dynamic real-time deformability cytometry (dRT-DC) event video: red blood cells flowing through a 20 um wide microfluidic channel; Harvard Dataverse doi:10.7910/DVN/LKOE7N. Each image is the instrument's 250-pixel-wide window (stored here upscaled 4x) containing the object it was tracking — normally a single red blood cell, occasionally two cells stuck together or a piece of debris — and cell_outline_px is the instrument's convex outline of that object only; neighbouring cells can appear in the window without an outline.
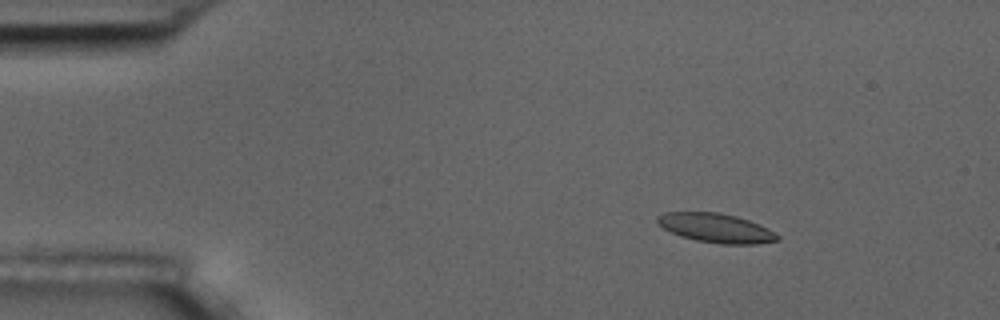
{"species": "common noctule bat (a hibernating species)", "species_latin": "Nyctalus noctula", "temperature_condition": "room temperature", "stored_images_in_passage": 5, "camera_frame_rate_fps": 3000, "um_per_image_px": 0.085, "animal": {"sex": "male", "body_mass_g": 17.5, "forearm_length_mm": 52.3}, "frame": {"image": 1, "passage_image": 3, "time_ms": 2.333, "image_size_px": [1000, 320], "cell_outline_px": [[780, 240], [756, 244], [720, 244], [696, 240], [680, 236], [664, 228], [656, 220], [656, 216], [664, 212], [720, 212], [736, 216], [748, 220], [768, 228], [780, 236]], "centroid_in_image_um": [60.87, 19.38], "position_along_channel_um": 24.1, "area_um2": 20.4}}